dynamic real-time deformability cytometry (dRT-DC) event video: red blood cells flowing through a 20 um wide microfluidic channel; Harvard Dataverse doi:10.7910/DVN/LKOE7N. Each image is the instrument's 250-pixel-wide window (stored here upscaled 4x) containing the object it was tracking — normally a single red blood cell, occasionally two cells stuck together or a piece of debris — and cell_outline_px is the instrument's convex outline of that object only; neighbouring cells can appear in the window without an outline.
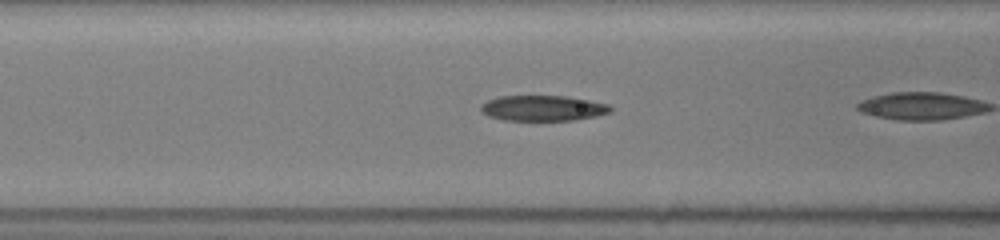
{"species": "common noctule bat (a hibernating species)", "species_latin": "Nyctalus noctula", "temperature_condition": "room temperature", "stored_images_in_passage": 12, "camera_frame_rate_fps": 3000, "um_per_image_px": 0.085, "animal": {"sex": "female", "body_mass_g": 19.5, "forearm_length_mm": 54.1}, "frame": {"image": 1, "passage_image": 4, "time_ms": 1.0, "image_size_px": [1000, 240], "cell_outline_px": [[612, 112], [596, 116], [576, 120], [504, 120], [488, 116], [480, 112], [480, 104], [488, 100], [500, 96], [564, 96], [588, 100], [608, 104], [612, 108]], "centroid_in_image_um": [46.12, 9.2], "position_along_channel_um": 120.5, "area_um2": 19.31}}
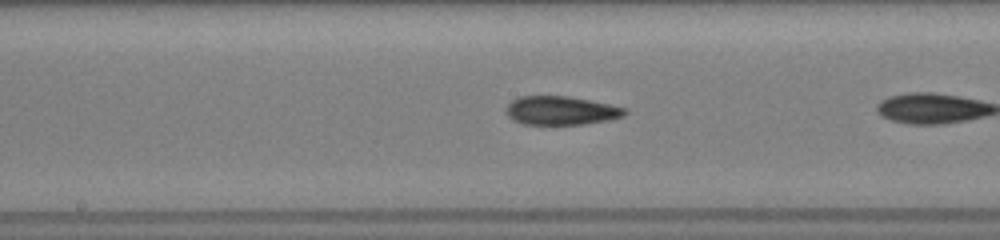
{"frame": {"image": 2, "passage_image": 10, "time_ms": 3.0, "image_size_px": [1000, 240], "cell_outline_px": [[628, 112], [624, 116], [608, 120], [584, 124], [524, 124], [512, 120], [508, 116], [504, 108], [512, 100], [520, 96], [568, 96], [628, 108]], "centroid_in_image_um": [47.68, 9.4], "position_along_channel_um": 200.5, "area_um2": 19.88}}